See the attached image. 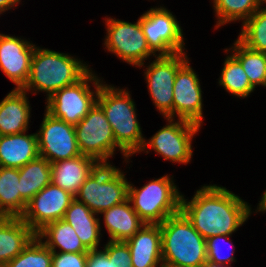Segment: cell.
Here are the masks:
<instances>
[{"label":"cell","mask_w":266,"mask_h":267,"mask_svg":"<svg viewBox=\"0 0 266 267\" xmlns=\"http://www.w3.org/2000/svg\"><path fill=\"white\" fill-rule=\"evenodd\" d=\"M226 187L204 185L191 200L181 196L180 211L205 238L232 235L251 216V206Z\"/></svg>","instance_id":"obj_1"},{"label":"cell","mask_w":266,"mask_h":267,"mask_svg":"<svg viewBox=\"0 0 266 267\" xmlns=\"http://www.w3.org/2000/svg\"><path fill=\"white\" fill-rule=\"evenodd\" d=\"M90 70L88 64L68 53L36 46L31 59L30 75L22 90L34 94L43 91L49 99L56 91L77 83Z\"/></svg>","instance_id":"obj_2"},{"label":"cell","mask_w":266,"mask_h":267,"mask_svg":"<svg viewBox=\"0 0 266 267\" xmlns=\"http://www.w3.org/2000/svg\"><path fill=\"white\" fill-rule=\"evenodd\" d=\"M129 92L102 83L96 101L102 108L113 130L116 145L127 163L130 156L140 152L145 140L137 119L136 104Z\"/></svg>","instance_id":"obj_3"},{"label":"cell","mask_w":266,"mask_h":267,"mask_svg":"<svg viewBox=\"0 0 266 267\" xmlns=\"http://www.w3.org/2000/svg\"><path fill=\"white\" fill-rule=\"evenodd\" d=\"M162 262L178 267H204L206 239L180 211L160 223Z\"/></svg>","instance_id":"obj_4"},{"label":"cell","mask_w":266,"mask_h":267,"mask_svg":"<svg viewBox=\"0 0 266 267\" xmlns=\"http://www.w3.org/2000/svg\"><path fill=\"white\" fill-rule=\"evenodd\" d=\"M169 176L152 179L140 189L129 183L128 200L147 224H160L180 212L182 194Z\"/></svg>","instance_id":"obj_5"},{"label":"cell","mask_w":266,"mask_h":267,"mask_svg":"<svg viewBox=\"0 0 266 267\" xmlns=\"http://www.w3.org/2000/svg\"><path fill=\"white\" fill-rule=\"evenodd\" d=\"M119 169L111 164H100L81 185L75 198L98 215L125 202L130 182Z\"/></svg>","instance_id":"obj_6"},{"label":"cell","mask_w":266,"mask_h":267,"mask_svg":"<svg viewBox=\"0 0 266 267\" xmlns=\"http://www.w3.org/2000/svg\"><path fill=\"white\" fill-rule=\"evenodd\" d=\"M90 70L77 83L56 91L46 100L45 110L53 117L76 126L97 101L99 88L103 80ZM92 83L94 90H91Z\"/></svg>","instance_id":"obj_7"},{"label":"cell","mask_w":266,"mask_h":267,"mask_svg":"<svg viewBox=\"0 0 266 267\" xmlns=\"http://www.w3.org/2000/svg\"><path fill=\"white\" fill-rule=\"evenodd\" d=\"M167 125L159 129L150 139L144 140L139 153L149 151L163 156L164 161L170 160L172 163L188 164L192 158L193 146L192 138L201 129L199 125L174 118H165Z\"/></svg>","instance_id":"obj_8"},{"label":"cell","mask_w":266,"mask_h":267,"mask_svg":"<svg viewBox=\"0 0 266 267\" xmlns=\"http://www.w3.org/2000/svg\"><path fill=\"white\" fill-rule=\"evenodd\" d=\"M105 48L115 54L123 62L135 67H145L147 58L155 54L146 41L142 31L140 17L136 23L126 22L113 18H106Z\"/></svg>","instance_id":"obj_9"},{"label":"cell","mask_w":266,"mask_h":267,"mask_svg":"<svg viewBox=\"0 0 266 267\" xmlns=\"http://www.w3.org/2000/svg\"><path fill=\"white\" fill-rule=\"evenodd\" d=\"M77 145L81 155L99 164H111L108 159L116 152L113 130L102 108L95 103L88 114L75 126Z\"/></svg>","instance_id":"obj_10"},{"label":"cell","mask_w":266,"mask_h":267,"mask_svg":"<svg viewBox=\"0 0 266 267\" xmlns=\"http://www.w3.org/2000/svg\"><path fill=\"white\" fill-rule=\"evenodd\" d=\"M186 52L157 55L144 75L150 97L164 118H173V86L179 68L188 60Z\"/></svg>","instance_id":"obj_11"},{"label":"cell","mask_w":266,"mask_h":267,"mask_svg":"<svg viewBox=\"0 0 266 267\" xmlns=\"http://www.w3.org/2000/svg\"><path fill=\"white\" fill-rule=\"evenodd\" d=\"M140 23L148 46L158 56L186 52L183 29L165 7L150 8L140 16Z\"/></svg>","instance_id":"obj_12"},{"label":"cell","mask_w":266,"mask_h":267,"mask_svg":"<svg viewBox=\"0 0 266 267\" xmlns=\"http://www.w3.org/2000/svg\"><path fill=\"white\" fill-rule=\"evenodd\" d=\"M36 134L39 155L50 163L81 155L77 145L75 126L53 117L46 110Z\"/></svg>","instance_id":"obj_13"},{"label":"cell","mask_w":266,"mask_h":267,"mask_svg":"<svg viewBox=\"0 0 266 267\" xmlns=\"http://www.w3.org/2000/svg\"><path fill=\"white\" fill-rule=\"evenodd\" d=\"M74 198L51 182L27 203L20 218L37 233L48 223L63 219Z\"/></svg>","instance_id":"obj_14"},{"label":"cell","mask_w":266,"mask_h":267,"mask_svg":"<svg viewBox=\"0 0 266 267\" xmlns=\"http://www.w3.org/2000/svg\"><path fill=\"white\" fill-rule=\"evenodd\" d=\"M173 88V118L178 117L202 126L204 118L202 89L189 59L176 73Z\"/></svg>","instance_id":"obj_15"},{"label":"cell","mask_w":266,"mask_h":267,"mask_svg":"<svg viewBox=\"0 0 266 267\" xmlns=\"http://www.w3.org/2000/svg\"><path fill=\"white\" fill-rule=\"evenodd\" d=\"M35 47L28 40L0 33V69L15 89H22L28 81Z\"/></svg>","instance_id":"obj_16"},{"label":"cell","mask_w":266,"mask_h":267,"mask_svg":"<svg viewBox=\"0 0 266 267\" xmlns=\"http://www.w3.org/2000/svg\"><path fill=\"white\" fill-rule=\"evenodd\" d=\"M99 165L95 159L84 155L51 163V182L75 197Z\"/></svg>","instance_id":"obj_17"},{"label":"cell","mask_w":266,"mask_h":267,"mask_svg":"<svg viewBox=\"0 0 266 267\" xmlns=\"http://www.w3.org/2000/svg\"><path fill=\"white\" fill-rule=\"evenodd\" d=\"M133 267H160L162 262L160 224H147L125 241Z\"/></svg>","instance_id":"obj_18"},{"label":"cell","mask_w":266,"mask_h":267,"mask_svg":"<svg viewBox=\"0 0 266 267\" xmlns=\"http://www.w3.org/2000/svg\"><path fill=\"white\" fill-rule=\"evenodd\" d=\"M22 89L11 90L0 102V136L28 130L31 106Z\"/></svg>","instance_id":"obj_19"},{"label":"cell","mask_w":266,"mask_h":267,"mask_svg":"<svg viewBox=\"0 0 266 267\" xmlns=\"http://www.w3.org/2000/svg\"><path fill=\"white\" fill-rule=\"evenodd\" d=\"M37 134L26 132L0 136V166L20 169L39 157Z\"/></svg>","instance_id":"obj_20"},{"label":"cell","mask_w":266,"mask_h":267,"mask_svg":"<svg viewBox=\"0 0 266 267\" xmlns=\"http://www.w3.org/2000/svg\"><path fill=\"white\" fill-rule=\"evenodd\" d=\"M63 220L74 228L77 236L88 250L99 249L102 234L98 214L74 198L66 210Z\"/></svg>","instance_id":"obj_21"},{"label":"cell","mask_w":266,"mask_h":267,"mask_svg":"<svg viewBox=\"0 0 266 267\" xmlns=\"http://www.w3.org/2000/svg\"><path fill=\"white\" fill-rule=\"evenodd\" d=\"M35 236L20 217H6L0 223V267L19 255Z\"/></svg>","instance_id":"obj_22"},{"label":"cell","mask_w":266,"mask_h":267,"mask_svg":"<svg viewBox=\"0 0 266 267\" xmlns=\"http://www.w3.org/2000/svg\"><path fill=\"white\" fill-rule=\"evenodd\" d=\"M110 241H127L145 224L132 208L129 200L102 211Z\"/></svg>","instance_id":"obj_23"},{"label":"cell","mask_w":266,"mask_h":267,"mask_svg":"<svg viewBox=\"0 0 266 267\" xmlns=\"http://www.w3.org/2000/svg\"><path fill=\"white\" fill-rule=\"evenodd\" d=\"M20 217L27 203L43 188L51 183V163L37 157L19 169Z\"/></svg>","instance_id":"obj_24"},{"label":"cell","mask_w":266,"mask_h":267,"mask_svg":"<svg viewBox=\"0 0 266 267\" xmlns=\"http://www.w3.org/2000/svg\"><path fill=\"white\" fill-rule=\"evenodd\" d=\"M36 236L52 251L64 253L88 252L81 242L74 228L65 220L60 219L45 225L36 233ZM45 239V240H44Z\"/></svg>","instance_id":"obj_25"},{"label":"cell","mask_w":266,"mask_h":267,"mask_svg":"<svg viewBox=\"0 0 266 267\" xmlns=\"http://www.w3.org/2000/svg\"><path fill=\"white\" fill-rule=\"evenodd\" d=\"M225 51L226 53L230 51L239 60L254 88L260 85L266 87V53L252 50L238 39L232 47L226 48Z\"/></svg>","instance_id":"obj_26"},{"label":"cell","mask_w":266,"mask_h":267,"mask_svg":"<svg viewBox=\"0 0 266 267\" xmlns=\"http://www.w3.org/2000/svg\"><path fill=\"white\" fill-rule=\"evenodd\" d=\"M19 169L0 166V214L20 217Z\"/></svg>","instance_id":"obj_27"},{"label":"cell","mask_w":266,"mask_h":267,"mask_svg":"<svg viewBox=\"0 0 266 267\" xmlns=\"http://www.w3.org/2000/svg\"><path fill=\"white\" fill-rule=\"evenodd\" d=\"M230 54L225 58L218 83L231 95L246 98L255 88L250 84L239 60L232 53Z\"/></svg>","instance_id":"obj_28"},{"label":"cell","mask_w":266,"mask_h":267,"mask_svg":"<svg viewBox=\"0 0 266 267\" xmlns=\"http://www.w3.org/2000/svg\"><path fill=\"white\" fill-rule=\"evenodd\" d=\"M213 9L217 17L216 27L229 22L248 20L258 9V0H213Z\"/></svg>","instance_id":"obj_29"},{"label":"cell","mask_w":266,"mask_h":267,"mask_svg":"<svg viewBox=\"0 0 266 267\" xmlns=\"http://www.w3.org/2000/svg\"><path fill=\"white\" fill-rule=\"evenodd\" d=\"M237 39L252 50L266 53V10L258 9L242 23Z\"/></svg>","instance_id":"obj_30"},{"label":"cell","mask_w":266,"mask_h":267,"mask_svg":"<svg viewBox=\"0 0 266 267\" xmlns=\"http://www.w3.org/2000/svg\"><path fill=\"white\" fill-rule=\"evenodd\" d=\"M4 267H52V251L35 236L22 252Z\"/></svg>","instance_id":"obj_31"},{"label":"cell","mask_w":266,"mask_h":267,"mask_svg":"<svg viewBox=\"0 0 266 267\" xmlns=\"http://www.w3.org/2000/svg\"><path fill=\"white\" fill-rule=\"evenodd\" d=\"M229 236L232 235H217L214 237H209L206 239V249H207V262L210 264L216 265H226L231 266V262H236L234 257L235 247L234 245L230 244L232 240H230ZM225 240L227 243L223 244L221 241ZM230 242V243H229ZM231 245L232 247L228 246L229 250L227 254L223 252V247L226 245ZM227 251V250H226Z\"/></svg>","instance_id":"obj_32"},{"label":"cell","mask_w":266,"mask_h":267,"mask_svg":"<svg viewBox=\"0 0 266 267\" xmlns=\"http://www.w3.org/2000/svg\"><path fill=\"white\" fill-rule=\"evenodd\" d=\"M103 250L110 259V267H133L131 252L126 242L108 240Z\"/></svg>","instance_id":"obj_33"},{"label":"cell","mask_w":266,"mask_h":267,"mask_svg":"<svg viewBox=\"0 0 266 267\" xmlns=\"http://www.w3.org/2000/svg\"><path fill=\"white\" fill-rule=\"evenodd\" d=\"M88 252H52V267H86Z\"/></svg>","instance_id":"obj_34"},{"label":"cell","mask_w":266,"mask_h":267,"mask_svg":"<svg viewBox=\"0 0 266 267\" xmlns=\"http://www.w3.org/2000/svg\"><path fill=\"white\" fill-rule=\"evenodd\" d=\"M86 267H110V259L103 249L89 250Z\"/></svg>","instance_id":"obj_35"},{"label":"cell","mask_w":266,"mask_h":267,"mask_svg":"<svg viewBox=\"0 0 266 267\" xmlns=\"http://www.w3.org/2000/svg\"><path fill=\"white\" fill-rule=\"evenodd\" d=\"M20 0H0V15L20 4Z\"/></svg>","instance_id":"obj_36"},{"label":"cell","mask_w":266,"mask_h":267,"mask_svg":"<svg viewBox=\"0 0 266 267\" xmlns=\"http://www.w3.org/2000/svg\"><path fill=\"white\" fill-rule=\"evenodd\" d=\"M255 212H266V192H264L262 194L261 200L258 203L257 209L255 210Z\"/></svg>","instance_id":"obj_37"},{"label":"cell","mask_w":266,"mask_h":267,"mask_svg":"<svg viewBox=\"0 0 266 267\" xmlns=\"http://www.w3.org/2000/svg\"><path fill=\"white\" fill-rule=\"evenodd\" d=\"M204 267H231V266L216 265V264H210V263L207 262Z\"/></svg>","instance_id":"obj_38"},{"label":"cell","mask_w":266,"mask_h":267,"mask_svg":"<svg viewBox=\"0 0 266 267\" xmlns=\"http://www.w3.org/2000/svg\"><path fill=\"white\" fill-rule=\"evenodd\" d=\"M259 3V9L266 10V6L262 7L263 5L266 4V0H258Z\"/></svg>","instance_id":"obj_39"},{"label":"cell","mask_w":266,"mask_h":267,"mask_svg":"<svg viewBox=\"0 0 266 267\" xmlns=\"http://www.w3.org/2000/svg\"><path fill=\"white\" fill-rule=\"evenodd\" d=\"M160 267H178V266L170 265L163 262Z\"/></svg>","instance_id":"obj_40"},{"label":"cell","mask_w":266,"mask_h":267,"mask_svg":"<svg viewBox=\"0 0 266 267\" xmlns=\"http://www.w3.org/2000/svg\"><path fill=\"white\" fill-rule=\"evenodd\" d=\"M6 217H0V223L5 219Z\"/></svg>","instance_id":"obj_41"}]
</instances>
